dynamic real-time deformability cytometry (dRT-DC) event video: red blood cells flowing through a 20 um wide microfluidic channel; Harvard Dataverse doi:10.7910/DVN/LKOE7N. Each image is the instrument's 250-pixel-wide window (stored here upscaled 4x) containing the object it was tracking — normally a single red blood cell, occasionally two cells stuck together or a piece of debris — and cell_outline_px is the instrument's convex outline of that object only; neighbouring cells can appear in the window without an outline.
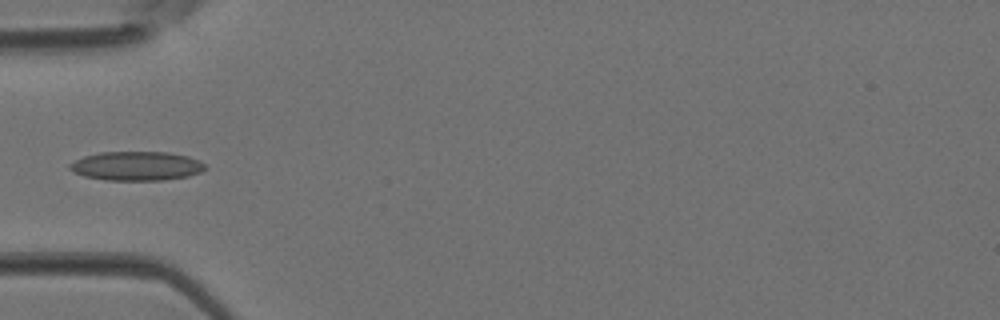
{"species": "Egyptian fruit bat (a non-hibernating species)", "species_latin": "Rousettus aegyptiacus", "temperature_condition": "room temperature", "stored_images_in_passage": 2, "camera_frame_rate_fps": 3000, "um_per_image_px": 0.085, "animal": {"sex": "female"}, "frame": {"image": 1, "passage_image": 2, "time_ms": 0.333, "image_size_px": [1000, 320], "cell_outline_px": [[208, 168], [200, 172], [188, 176], [164, 180], [104, 180], [84, 176], [72, 172], [68, 168], [68, 164], [84, 156], [100, 152], [168, 152], [188, 156], [200, 160]], "centroid_in_image_um": [11.6, 14.11], "position_along_channel_um": 73.4, "area_um2": 23.12}}